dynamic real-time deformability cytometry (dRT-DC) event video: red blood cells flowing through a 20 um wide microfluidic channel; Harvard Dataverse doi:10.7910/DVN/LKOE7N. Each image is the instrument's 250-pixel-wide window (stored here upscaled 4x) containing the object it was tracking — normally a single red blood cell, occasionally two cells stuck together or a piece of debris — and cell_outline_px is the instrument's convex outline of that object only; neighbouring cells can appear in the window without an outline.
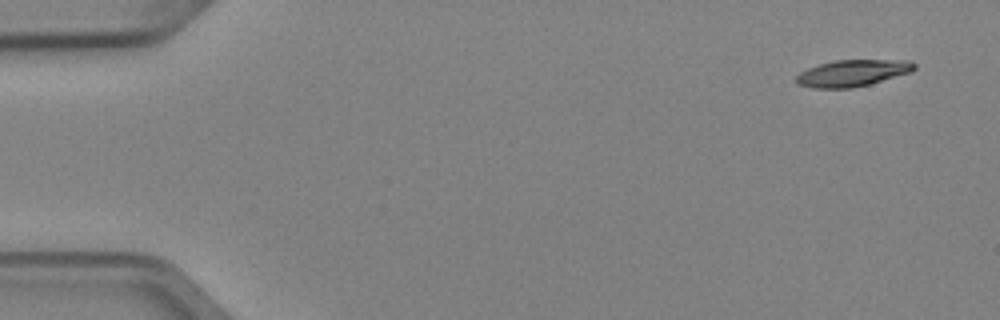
{"species": "Egyptian fruit bat (a non-hibernating species)", "species_latin": "Rousettus aegyptiacus", "temperature_condition": "cold", "stored_images_in_passage": 6, "camera_frame_rate_fps": 3000, "um_per_image_px": 0.085, "animal": {"sex": "female"}, "frame": {"image": 1, "passage_image": 1, "time_ms": 0.0, "image_size_px": [1000, 320], "cell_outline_px": [[916, 68], [912, 72], [868, 84], [852, 88], [816, 88], [796, 84], [796, 76], [800, 72], [808, 68], [832, 60], [912, 60], [916, 64]], "centroid_in_image_um": [72.48, 6.2], "position_along_channel_um": 12.5, "area_um2": 18.32}}
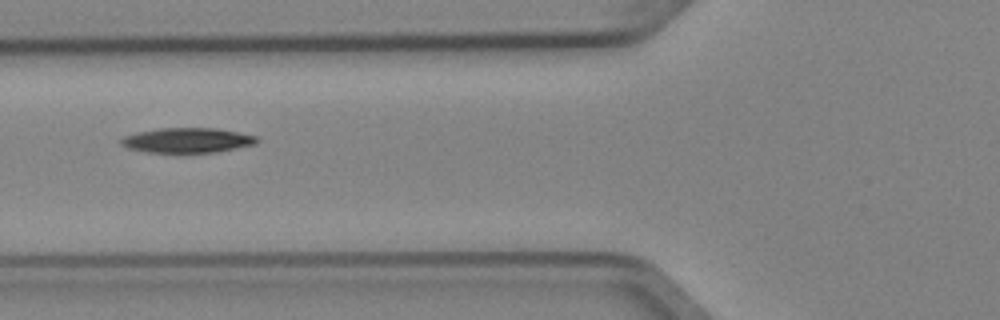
{"frame": {"image": 2, "passage_image": 5, "time_ms": 1.333, "image_size_px": [1000, 320], "cell_outline_px": [[260, 140], [256, 144], [216, 152], [180, 156], [176, 156], [148, 152], [128, 148], [120, 144], [120, 140], [124, 136], [136, 132], [160, 128], [216, 128], [256, 136]], "centroid_in_image_um": [15.88, 11.97], "position_along_channel_um": 109.9, "area_um2": 20.63}}
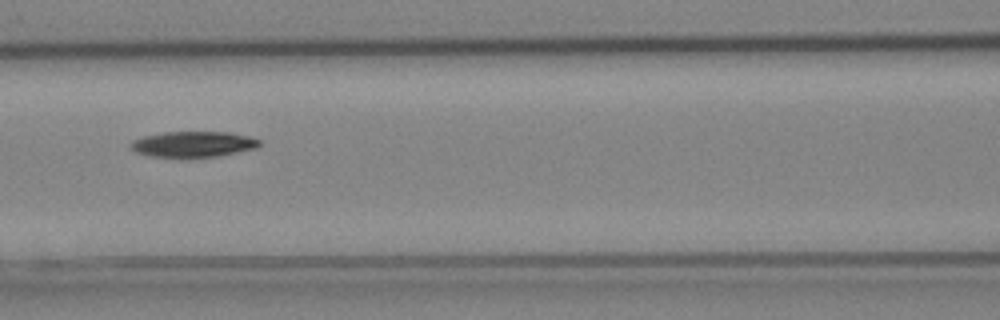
{"frame": {"image": 3, "passage_image": 6, "time_ms": 1.667, "image_size_px": [1000, 320], "cell_outline_px": [[264, 144], [256, 148], [220, 156], [152, 156], [136, 152], [128, 144], [132, 140], [144, 136], [164, 132], [228, 132], [248, 136], [260, 140]], "centroid_in_image_um": [16.46, 12.24], "position_along_channel_um": 150.1, "area_um2": 19.07}}